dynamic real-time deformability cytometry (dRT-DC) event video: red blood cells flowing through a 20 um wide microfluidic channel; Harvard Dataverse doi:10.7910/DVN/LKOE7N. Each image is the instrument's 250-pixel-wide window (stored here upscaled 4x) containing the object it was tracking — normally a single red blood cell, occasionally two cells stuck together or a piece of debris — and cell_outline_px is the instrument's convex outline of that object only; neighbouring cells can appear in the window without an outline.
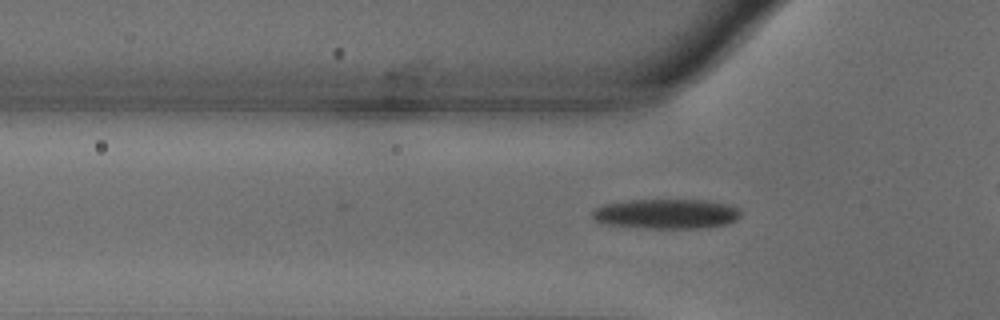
{"species": "common noctule bat (a hibernating species)", "species_latin": "Nyctalus noctula", "temperature_condition": "warm", "stored_images_in_passage": 26, "camera_frame_rate_fps": 3000, "um_per_image_px": 0.085, "animal": {"sex": "male", "body_mass_g": 18.8}, "frame": {"image": 1, "passage_image": 6, "time_ms": 1.667, "image_size_px": [1000, 320], "cell_outline_px": [[740, 216], [736, 220], [728, 224], [704, 228], [640, 228], [604, 224], [592, 220], [592, 212], [596, 208], [604, 204], [632, 200], [704, 200], [724, 204], [736, 208], [740, 212]], "centroid_in_image_um": [56.59, 18.19], "position_along_channel_um": 69.2, "area_um2": 25.78}}
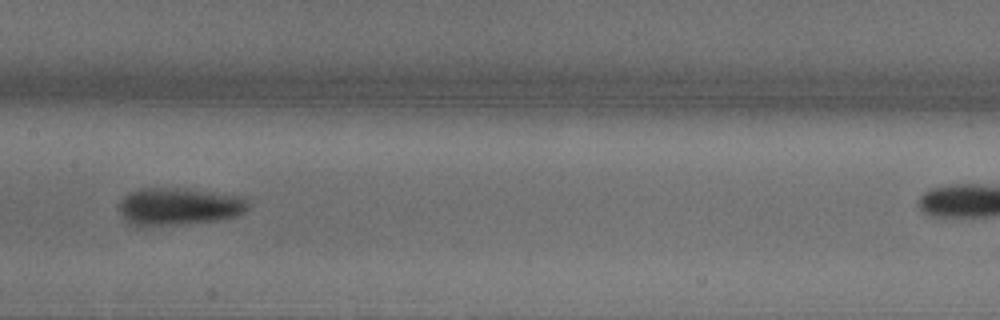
{"frame": {"image": 2, "passage_image": 16, "time_ms": 5.0, "image_size_px": [1000, 320], "cell_outline_px": [[248, 208], [244, 212], [236, 216], [220, 220], [176, 224], [128, 224], [124, 220], [120, 212], [120, 200], [128, 192], [140, 188], [188, 188], [248, 196]], "centroid_in_image_um": [15.27, 17.51], "position_along_channel_um": 192.1, "area_um2": 28.32}}
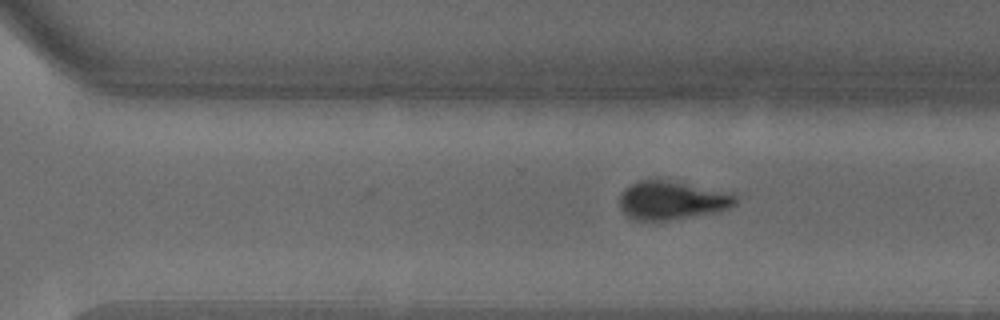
{"frame": {"image": 3, "passage_image": 26, "time_ms": 8.333, "image_size_px": [1000, 320], "cell_outline_px": [[736, 204], [720, 212], [664, 220], [632, 220], [620, 208], [620, 196], [624, 188], [640, 180], [664, 180], [732, 192], [736, 196]], "centroid_in_image_um": [57.13, 17.03], "position_along_channel_um": 313.5, "area_um2": 25.84}}